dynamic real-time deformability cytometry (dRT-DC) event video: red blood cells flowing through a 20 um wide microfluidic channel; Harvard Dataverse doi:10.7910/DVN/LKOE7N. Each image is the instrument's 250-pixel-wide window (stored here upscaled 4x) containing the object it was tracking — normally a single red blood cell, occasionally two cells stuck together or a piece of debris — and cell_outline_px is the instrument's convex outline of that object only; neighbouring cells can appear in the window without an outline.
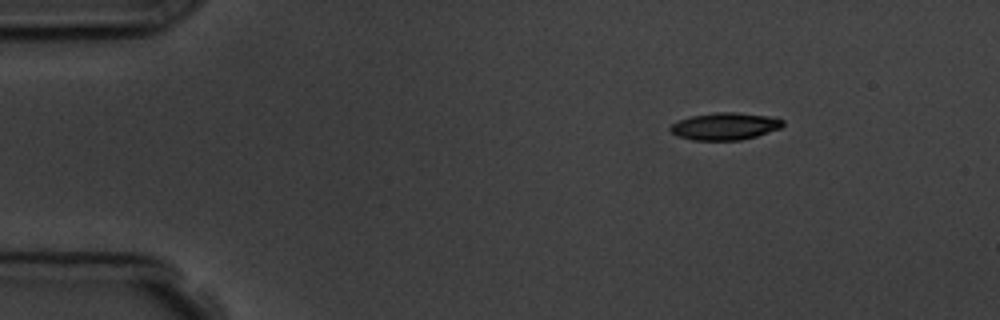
{"species": "common noctule bat (a hibernating species)", "species_latin": "Nyctalus noctula", "temperature_condition": "room temperature", "stored_images_in_passage": 6, "camera_frame_rate_fps": 3000, "um_per_image_px": 0.085, "animal": {"sex": "male", "body_mass_g": 19.5, "forearm_length_mm": 54.6}, "frame": {"image": 1, "passage_image": 6, "time_ms": 5.667, "image_size_px": [1000, 320], "cell_outline_px": [[784, 124], [780, 128], [756, 136], [740, 140], [692, 140], [676, 136], [668, 128], [672, 124], [680, 120], [692, 116], [716, 112], [736, 112], [776, 116], [784, 120]], "centroid_in_image_um": [61.65, 10.72], "position_along_channel_um": 23.3, "area_um2": 17.98}}